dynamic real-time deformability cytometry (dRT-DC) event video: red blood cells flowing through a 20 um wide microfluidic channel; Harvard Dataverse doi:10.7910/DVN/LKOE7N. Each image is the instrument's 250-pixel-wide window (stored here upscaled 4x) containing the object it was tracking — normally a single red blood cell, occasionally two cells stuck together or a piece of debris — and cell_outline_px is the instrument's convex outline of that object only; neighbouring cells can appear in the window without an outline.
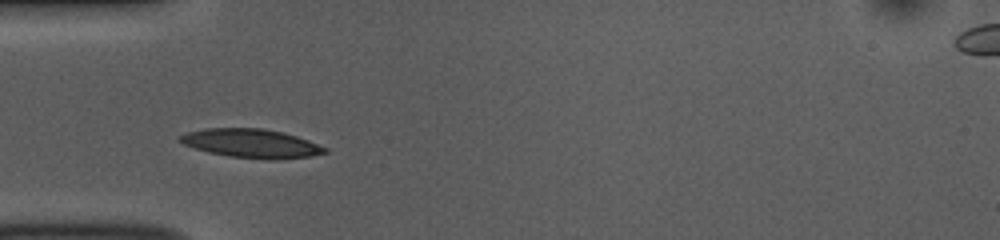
{"species": "common noctule bat (a hibernating species)", "species_latin": "Nyctalus noctula", "temperature_condition": "room temperature", "stored_images_in_passage": 38, "camera_frame_rate_fps": 3000, "um_per_image_px": 0.085, "animal": {"sex": "female", "body_mass_g": 10.0, "forearm_length_mm": 53.1}, "frame": {"image": 1, "passage_image": 1, "time_ms": 0.0, "image_size_px": [1000, 240], "cell_outline_px": [[328, 152], [312, 156], [268, 160], [228, 156], [208, 152], [184, 144], [176, 140], [176, 136], [188, 132], [204, 128], [264, 128], [284, 132], [308, 140], [328, 148]], "centroid_in_image_um": [21.35, 12.18], "position_along_channel_um": 63.7, "area_um2": 24.51}}
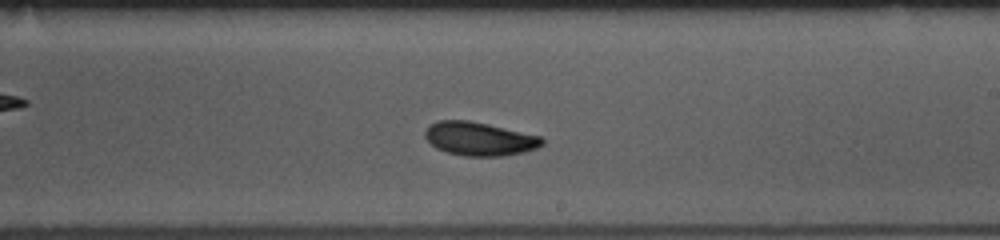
{"frame": {"image": 2, "passage_image": 16, "time_ms": 5.0, "image_size_px": [1000, 240], "cell_outline_px": [[544, 144], [536, 148], [524, 152], [504, 156], [464, 156], [448, 152], [436, 148], [424, 136], [424, 132], [428, 124], [436, 120], [468, 120], [488, 124], [544, 136]], "centroid_in_image_um": [40.76, 11.79], "position_along_channel_um": 248.2, "area_um2": 23.18}}
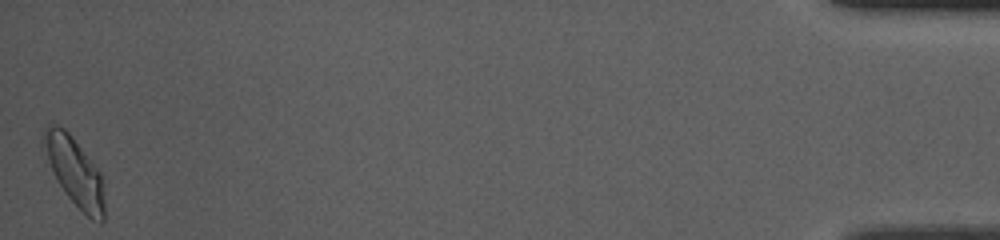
{"frame": {"image": 3, "passage_image": 38, "time_ms": 12.333, "image_size_px": [1000, 240], "cell_outline_px": [[104, 220], [100, 224], [92, 220], [64, 192], [56, 180], [40, 148], [40, 140], [44, 128], [48, 124], [56, 124], [64, 128], [72, 136], [100, 172], [104, 200]], "centroid_in_image_um": [6.27, 14.53], "position_along_channel_um": 428.9, "area_um2": 24.51}, "authors_computed_cell_mechanics": {"area_um2": 22.4842, "velocity_mm_per_s": 3.7115, "shape_relaxation_time_tau1_ms": 2.4404, "shape_relaxation_time_tau2_ms": 2.4159, "deformation_change_tau1": 0.1206, "deformation_change_tau2": 0.0753}}